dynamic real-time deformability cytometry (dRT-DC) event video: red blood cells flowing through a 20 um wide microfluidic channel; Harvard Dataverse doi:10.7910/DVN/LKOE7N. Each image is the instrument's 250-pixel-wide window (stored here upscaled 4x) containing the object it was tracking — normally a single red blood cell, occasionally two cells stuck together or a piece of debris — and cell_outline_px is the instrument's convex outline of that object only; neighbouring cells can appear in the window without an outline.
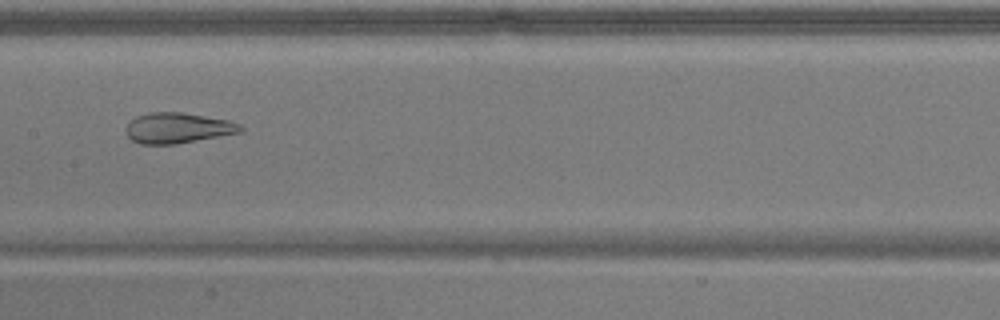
{"species": "common noctule bat (a hibernating species)", "species_latin": "Nyctalus noctula", "temperature_condition": "warm", "stored_images_in_passage": 41, "camera_frame_rate_fps": 3000, "um_per_image_px": 0.085, "animal": {"sex": "male", "body_mass_g": 17.9}, "frame": {"image": 1, "passage_image": 13, "time_ms": 4.0, "image_size_px": [1000, 320], "cell_outline_px": [[244, 128], [240, 132], [176, 144], [140, 144], [132, 140], [128, 136], [124, 128], [136, 116], [152, 112], [180, 112], [228, 120], [240, 124]], "centroid_in_image_um": [15.08, 10.88], "position_along_channel_um": 192.3, "area_um2": 20.17}}
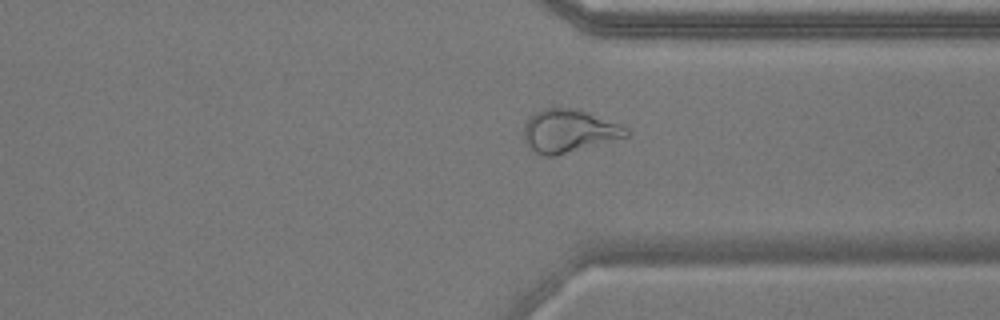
{"frame": {"image": 2, "passage_image": 27, "time_ms": 8.667, "image_size_px": [1000, 320], "cell_outline_px": [[628, 136], [556, 156], [544, 156], [528, 148], [524, 140], [524, 124], [536, 112], [544, 108], [572, 108], [588, 112], [620, 124], [628, 128]], "centroid_in_image_um": [48.34, 11.14], "position_along_channel_um": 363.1, "area_um2": 25.49}}
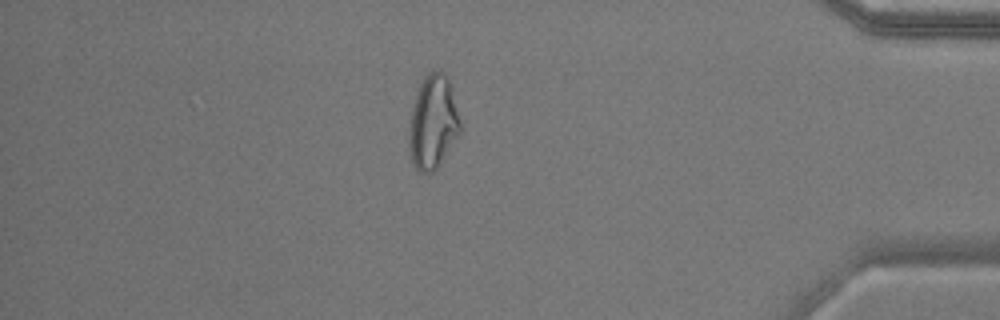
{"frame": {"image": 3, "passage_image": 33, "time_ms": 10.667, "image_size_px": [1000, 320], "cell_outline_px": [[460, 132], [436, 168], [432, 172], [420, 172], [416, 168], [412, 160], [408, 148], [408, 136], [412, 108], [420, 84], [424, 76], [432, 68], [440, 68], [448, 76], [452, 84], [460, 120]], "centroid_in_image_um": [36.81, 10.3], "position_along_channel_um": 398.4, "area_um2": 28.09}}